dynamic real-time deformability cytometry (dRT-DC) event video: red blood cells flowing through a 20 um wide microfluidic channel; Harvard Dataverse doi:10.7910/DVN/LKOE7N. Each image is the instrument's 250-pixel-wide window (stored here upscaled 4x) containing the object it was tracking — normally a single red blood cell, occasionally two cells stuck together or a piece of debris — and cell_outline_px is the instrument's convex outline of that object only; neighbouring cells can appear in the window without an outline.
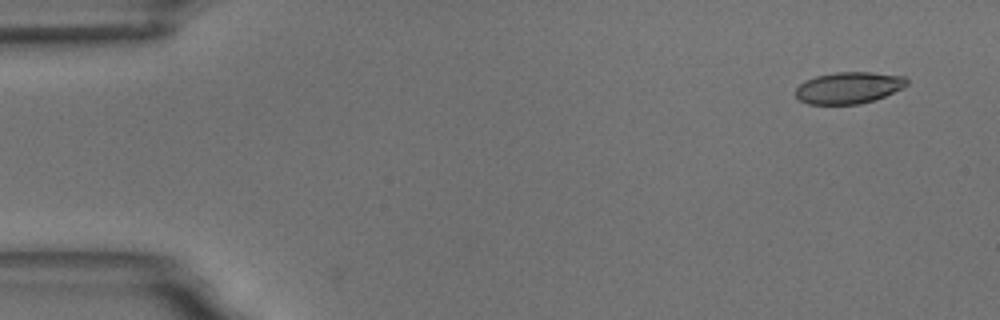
{"species": "common noctule bat (a hibernating species)", "species_latin": "Nyctalus noctula", "temperature_condition": "room temperature", "stored_images_in_passage": 6, "camera_frame_rate_fps": 3000, "um_per_image_px": 0.085, "animal": {"sex": "male", "body_mass_g": 18.8}, "frame": {"image": 1, "passage_image": 1, "time_ms": 0.0, "image_size_px": [1000, 320], "cell_outline_px": [[908, 84], [904, 88], [876, 100], [860, 104], [808, 104], [800, 100], [796, 96], [796, 88], [804, 80], [816, 76], [836, 72], [872, 72], [904, 76], [908, 80]], "centroid_in_image_um": [72.17, 7.46], "position_along_channel_um": 12.8, "area_um2": 20.69}}
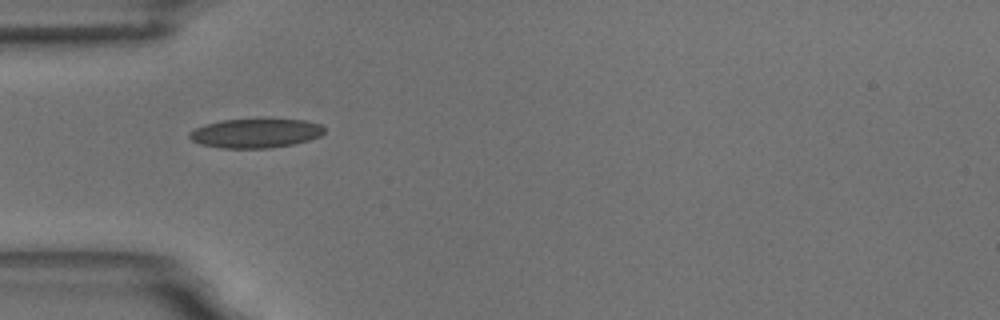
{"frame": {"image": 2, "passage_image": 5, "time_ms": 4.667, "image_size_px": [1000, 320], "cell_outline_px": [[324, 132], [320, 136], [308, 140], [292, 144], [268, 148], [220, 148], [200, 144], [192, 140], [188, 136], [188, 132], [204, 124], [220, 120], [264, 116], [304, 120], [324, 124]], "centroid_in_image_um": [21.74, 11.26], "position_along_channel_um": 63.3, "area_um2": 24.04}}
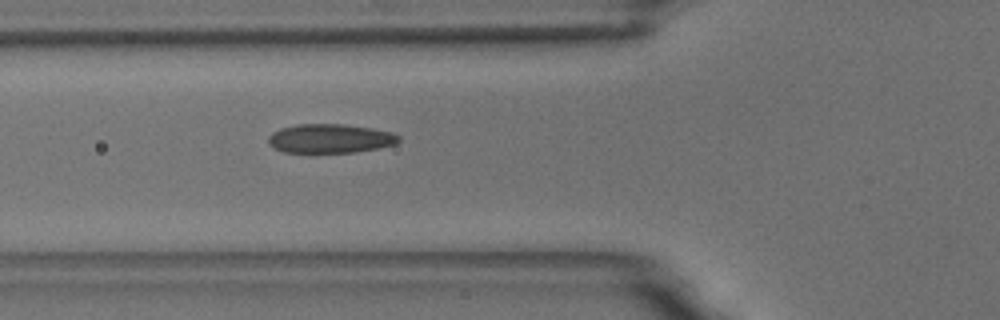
{"frame": {"image": 3, "passage_image": 6, "time_ms": 5.667, "image_size_px": [1000, 320], "cell_outline_px": [[400, 140], [396, 144], [356, 152], [284, 152], [268, 144], [268, 136], [272, 132], [280, 128], [296, 124], [344, 124], [372, 128], [392, 132], [400, 136]], "centroid_in_image_um": [28.06, 11.76], "position_along_channel_um": 97.7, "area_um2": 22.08}}